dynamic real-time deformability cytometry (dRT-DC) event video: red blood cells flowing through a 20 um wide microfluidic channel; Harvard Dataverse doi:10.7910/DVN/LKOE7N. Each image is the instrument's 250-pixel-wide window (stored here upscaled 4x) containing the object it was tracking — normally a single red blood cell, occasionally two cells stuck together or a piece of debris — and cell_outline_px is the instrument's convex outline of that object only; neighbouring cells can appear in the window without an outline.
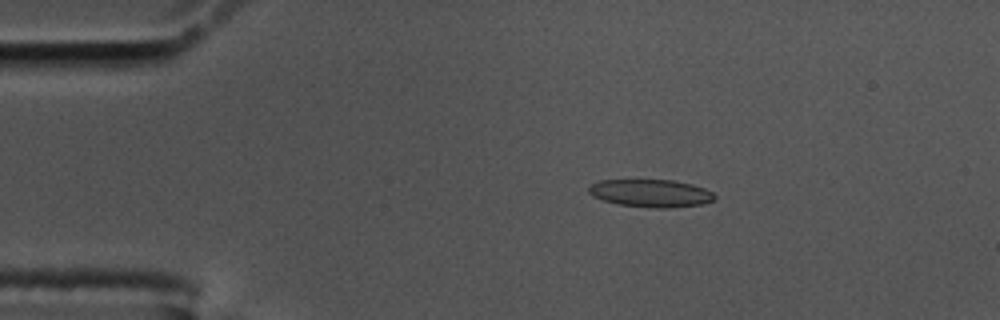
{"species": "common noctule bat (a hibernating species)", "species_latin": "Nyctalus noctula", "temperature_condition": "cold", "stored_images_in_passage": 53, "camera_frame_rate_fps": 3000, "um_per_image_px": 0.085, "animal": {"sex": "male", "body_mass_g": 17.5, "forearm_length_mm": 52.3}, "frame": {"image": 1, "passage_image": 5, "time_ms": 1.333, "image_size_px": [1000, 320], "cell_outline_px": [[716, 200], [704, 204], [668, 208], [656, 208], [616, 204], [592, 196], [588, 192], [588, 188], [592, 184], [600, 180], [672, 180], [692, 184], [704, 188], [712, 192], [716, 196]], "centroid_in_image_um": [55.35, 16.43], "position_along_channel_um": 29.7, "area_um2": 20.4}}
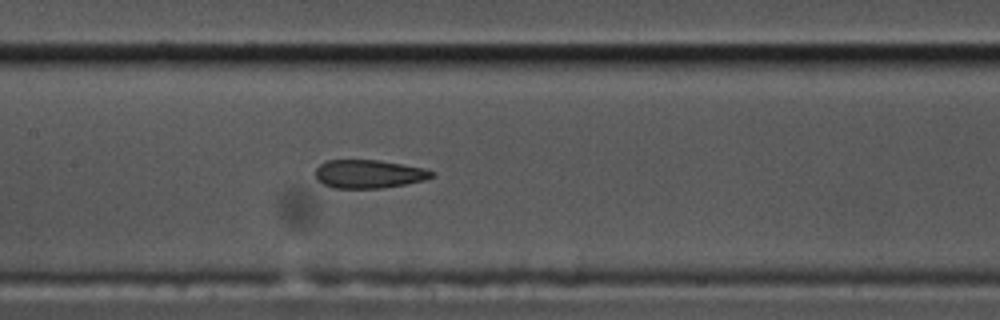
{"frame": {"image": 2, "passage_image": 22, "time_ms": 7.0, "image_size_px": [1000, 320], "cell_outline_px": [[436, 176], [424, 180], [404, 184], [380, 188], [336, 188], [324, 184], [316, 180], [316, 168], [324, 160], [380, 160], [424, 168], [436, 172]], "centroid_in_image_um": [31.36, 14.78], "position_along_channel_um": 176.0, "area_um2": 19.31}}
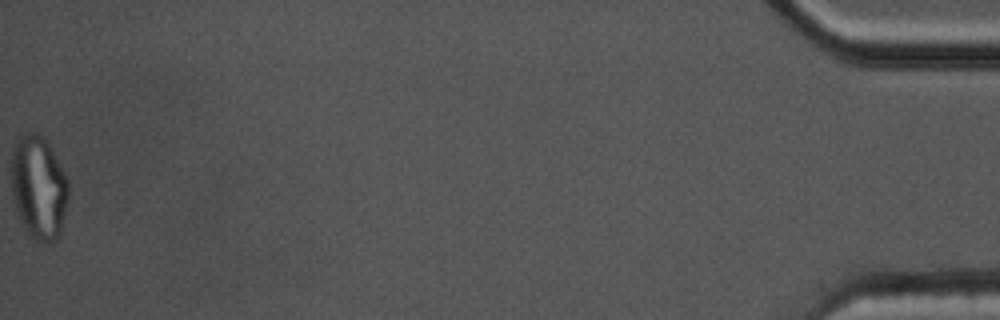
{"frame": {"image": 3, "passage_image": 53, "time_ms": 17.333, "image_size_px": [1000, 320], "cell_outline_px": [[68, 200], [60, 232], [56, 240], [48, 244], [40, 244], [28, 236], [20, 220], [12, 196], [12, 148], [16, 140], [24, 132], [36, 132], [44, 136], [64, 172], [68, 180]], "centroid_in_image_um": [3.28, 15.96], "position_along_channel_um": 431.9, "area_um2": 34.85}, "authors_computed_cell_mechanics": {"area_um2": 21.0392, "velocity_mm_per_s": 3.4495, "shape_relaxation_time_tau1_ms": null, "shape_relaxation_time_tau2_ms": 2.5656, "deformation_change_tau1": null, "deformation_change_tau2": 0.1076}}